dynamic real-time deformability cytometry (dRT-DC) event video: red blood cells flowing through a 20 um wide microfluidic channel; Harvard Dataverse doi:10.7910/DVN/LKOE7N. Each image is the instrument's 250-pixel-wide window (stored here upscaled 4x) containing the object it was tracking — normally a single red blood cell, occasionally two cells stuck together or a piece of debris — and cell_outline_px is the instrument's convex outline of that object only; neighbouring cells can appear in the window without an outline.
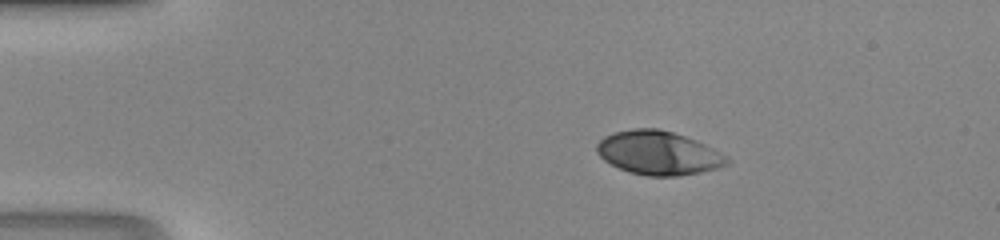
{"species": "human", "species_latin": "Homo sapiens", "temperature_condition": "room temperature", "stored_images_in_passage": 39, "camera_frame_rate_fps": 3000, "um_per_image_px": 0.085, "donor": {"sex": "male"}, "frame": {"image": 1, "passage_image": 1, "time_ms": 0.0, "image_size_px": [1000, 240], "cell_outline_px": [[732, 160], [728, 164], [716, 168], [700, 172], [680, 176], [648, 176], [628, 172], [604, 160], [596, 152], [596, 144], [604, 136], [616, 132], [632, 128], [660, 128], [696, 140], [728, 156]], "centroid_in_image_um": [55.97, 13.0], "position_along_channel_um": 29.0, "area_um2": 33.23}}
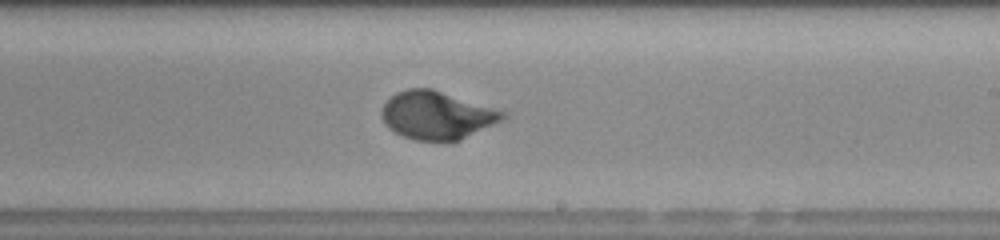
{"frame": {"image": 2, "passage_image": 21, "time_ms": 6.667, "image_size_px": [1000, 240], "cell_outline_px": [[508, 116], [504, 120], [460, 140], [416, 140], [404, 136], [388, 128], [384, 124], [380, 116], [380, 108], [396, 92], [408, 88], [432, 88], [508, 112]], "centroid_in_image_um": [37.14, 9.78], "position_along_channel_um": 251.9, "area_um2": 34.04}}
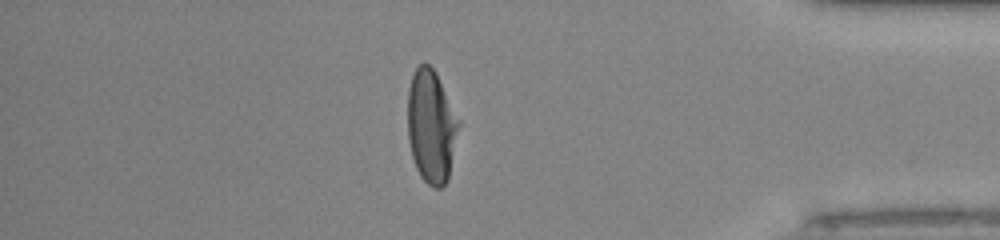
{"frame": {"image": 3, "passage_image": 33, "time_ms": 10.667, "image_size_px": [1000, 240], "cell_outline_px": [[460, 124], [448, 180], [440, 188], [432, 188], [420, 176], [416, 168], [412, 156], [408, 140], [408, 88], [412, 76], [416, 68], [420, 64], [428, 64], [436, 72], [460, 120]], "centroid_in_image_um": [36.66, 10.75], "position_along_channel_um": 398.5, "area_um2": 33.76}}